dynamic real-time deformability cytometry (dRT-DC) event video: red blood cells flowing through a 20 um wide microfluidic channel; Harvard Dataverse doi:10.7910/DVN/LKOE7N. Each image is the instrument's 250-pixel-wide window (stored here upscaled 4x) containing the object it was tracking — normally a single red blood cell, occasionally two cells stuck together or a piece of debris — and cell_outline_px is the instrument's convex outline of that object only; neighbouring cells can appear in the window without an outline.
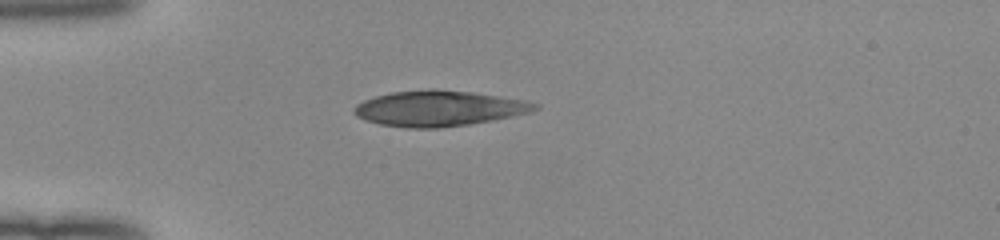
{"species": "human", "species_latin": "Homo sapiens", "temperature_condition": "room temperature", "stored_images_in_passage": 33, "camera_frame_rate_fps": 3000, "um_per_image_px": 0.085, "donor": {"sex": "female"}, "frame": {"image": 1, "passage_image": 1, "time_ms": 0.0, "image_size_px": [1000, 240], "cell_outline_px": [[540, 108], [532, 112], [492, 120], [468, 124], [436, 128], [404, 128], [380, 124], [364, 120], [356, 116], [352, 112], [352, 108], [356, 104], [364, 100], [376, 96], [392, 92], [432, 88], [472, 92], [528, 100], [540, 104]], "centroid_in_image_um": [37.31, 9.21], "position_along_channel_um": 47.7, "area_um2": 37.8}}
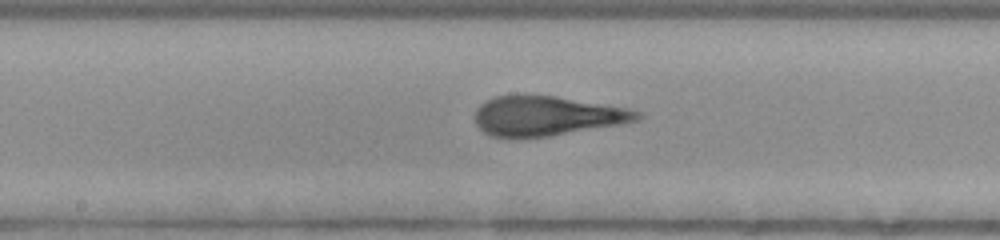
{"frame": {"image": 2, "passage_image": 14, "time_ms": 4.333, "image_size_px": [1000, 240], "cell_outline_px": [[644, 116], [640, 120], [620, 124], [548, 136], [492, 136], [484, 132], [476, 124], [476, 108], [484, 100], [492, 96], [556, 96], [628, 108], [644, 112]], "centroid_in_image_um": [46.53, 9.83], "position_along_channel_um": 201.7, "area_um2": 36.99}}
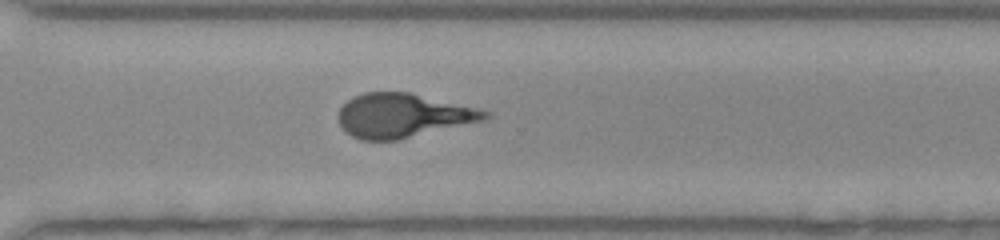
{"frame": {"image": 3, "passage_image": 24, "time_ms": 7.667, "image_size_px": [1000, 240], "cell_outline_px": [[492, 116], [484, 120], [396, 140], [360, 140], [352, 136], [340, 124], [340, 108], [352, 96], [364, 92], [408, 92], [480, 108], [492, 112]], "centroid_in_image_um": [34.28, 9.8], "position_along_channel_um": 336.3, "area_um2": 37.34}, "authors_computed_cell_mechanics": {"area_um2": 37.6278, "velocity_mm_per_s": 4.0355, "shape_relaxation_time_tau1_ms": 5.3777, "shape_relaxation_time_tau2_ms": 0.8701, "deformation_change_tau1": 0.2195, "deformation_change_tau2": 0.0879}}